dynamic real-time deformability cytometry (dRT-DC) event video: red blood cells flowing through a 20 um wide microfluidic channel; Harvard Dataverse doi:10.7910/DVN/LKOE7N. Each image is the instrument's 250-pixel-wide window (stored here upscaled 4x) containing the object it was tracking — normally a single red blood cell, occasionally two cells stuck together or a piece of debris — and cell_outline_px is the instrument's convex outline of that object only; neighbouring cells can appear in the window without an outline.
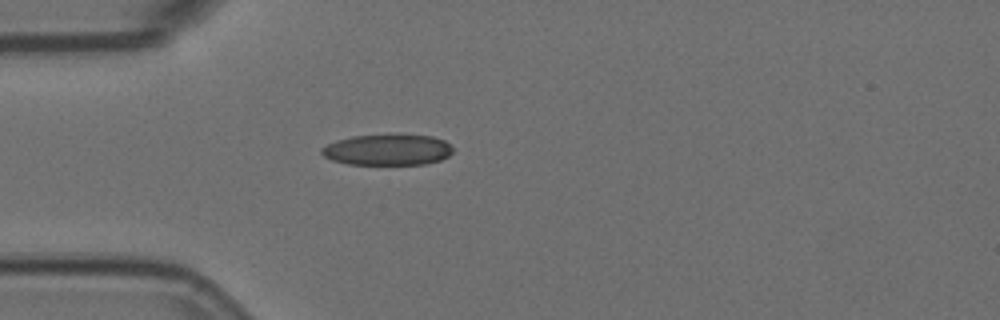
{"species": "Egyptian fruit bat (a non-hibernating species)", "species_latin": "Rousettus aegyptiacus", "temperature_condition": "room temperature", "stored_images_in_passage": 1, "camera_frame_rate_fps": 3000, "um_per_image_px": 0.085, "animal": {"sex": "female"}, "frame": {"image": 1, "passage_image": 1, "time_ms": 0.0, "image_size_px": [1000, 320], "cell_outline_px": [[452, 152], [448, 156], [440, 160], [424, 164], [348, 164], [332, 160], [324, 156], [320, 152], [320, 148], [336, 140], [352, 136], [432, 136], [444, 140], [452, 148]], "centroid_in_image_um": [32.91, 12.75], "position_along_channel_um": 52.1, "area_um2": 23.18}}